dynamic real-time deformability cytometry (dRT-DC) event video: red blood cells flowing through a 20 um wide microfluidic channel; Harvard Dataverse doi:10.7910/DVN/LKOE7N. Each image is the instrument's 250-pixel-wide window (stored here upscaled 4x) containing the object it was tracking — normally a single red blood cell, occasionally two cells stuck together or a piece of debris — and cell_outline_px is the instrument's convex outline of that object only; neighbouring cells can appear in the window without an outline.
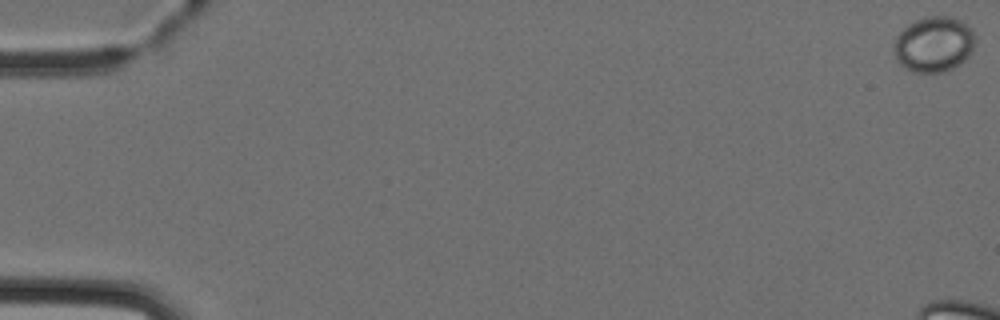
{"species": "Egyptian fruit bat (a non-hibernating species)", "species_latin": "Rousettus aegyptiacus", "temperature_condition": "cold", "stored_images_in_passage": 7, "camera_frame_rate_fps": 3000, "um_per_image_px": 0.085, "animal": {"sex": "female"}, "frame": {"image": 1, "passage_image": 1, "time_ms": 0.0, "image_size_px": [1000, 320], "cell_outline_px": [[972, 48], [968, 56], [964, 60], [952, 68], [940, 72], [916, 72], [900, 64], [896, 60], [892, 52], [892, 44], [896, 36], [908, 24], [916, 20], [928, 16], [948, 16], [960, 20], [968, 24], [972, 28]], "centroid_in_image_um": [79.31, 3.75], "position_along_channel_um": 5.7, "area_um2": 26.07}}